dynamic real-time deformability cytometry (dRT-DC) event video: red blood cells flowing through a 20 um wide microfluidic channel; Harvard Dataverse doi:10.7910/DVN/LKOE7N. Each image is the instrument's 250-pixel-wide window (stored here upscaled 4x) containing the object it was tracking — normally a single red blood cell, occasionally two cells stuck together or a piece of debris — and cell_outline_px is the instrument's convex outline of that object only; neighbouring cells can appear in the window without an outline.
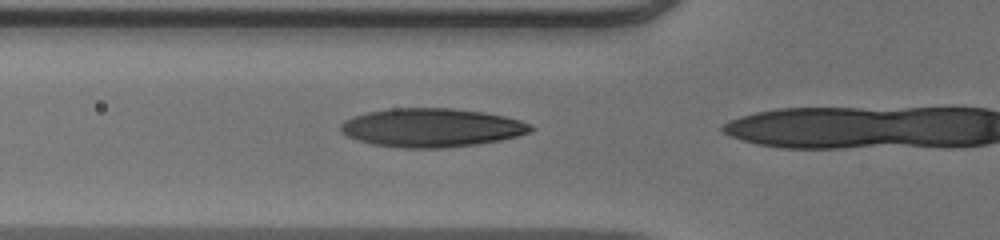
{"species": "human", "species_latin": "Homo sapiens", "temperature_condition": "warm", "stored_images_in_passage": 3, "camera_frame_rate_fps": 3000, "um_per_image_px": 0.085, "donor": {"sex": "male"}, "frame": {"image": 1, "passage_image": 2, "time_ms": 0.333, "image_size_px": [1000, 240], "cell_outline_px": [[536, 128], [532, 132], [500, 140], [480, 144], [444, 148], [404, 148], [372, 144], [356, 140], [340, 132], [340, 124], [344, 120], [352, 116], [368, 112], [392, 108], [452, 108], [484, 112], [504, 116], [520, 120], [532, 124]], "centroid_in_image_um": [36.7, 10.85], "position_along_channel_um": 89.1, "area_um2": 43.18}}